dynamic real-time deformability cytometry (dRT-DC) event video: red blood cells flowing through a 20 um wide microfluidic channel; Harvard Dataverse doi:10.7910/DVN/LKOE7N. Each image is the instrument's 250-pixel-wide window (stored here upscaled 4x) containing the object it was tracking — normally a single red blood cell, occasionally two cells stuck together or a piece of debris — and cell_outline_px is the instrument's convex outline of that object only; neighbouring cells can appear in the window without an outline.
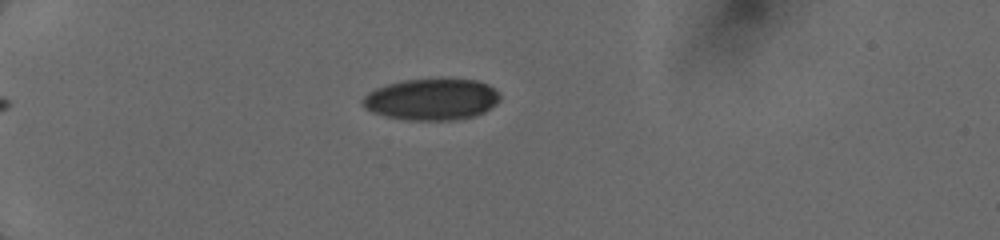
{"species": "human", "species_latin": "Homo sapiens", "temperature_condition": "cold", "stored_images_in_passage": 20, "camera_frame_rate_fps": 3000, "um_per_image_px": 0.085, "donor": {"sex": "female"}, "frame": {"image": 1, "passage_image": 11, "time_ms": 5.333, "image_size_px": [1000, 240], "cell_outline_px": [[500, 100], [496, 104], [484, 112], [472, 116], [452, 120], [408, 120], [388, 116], [372, 112], [364, 108], [360, 100], [368, 92], [376, 88], [388, 84], [404, 80], [476, 80], [488, 84], [500, 96]], "centroid_in_image_um": [36.66, 8.46], "position_along_channel_um": 48.3, "area_um2": 32.77}}
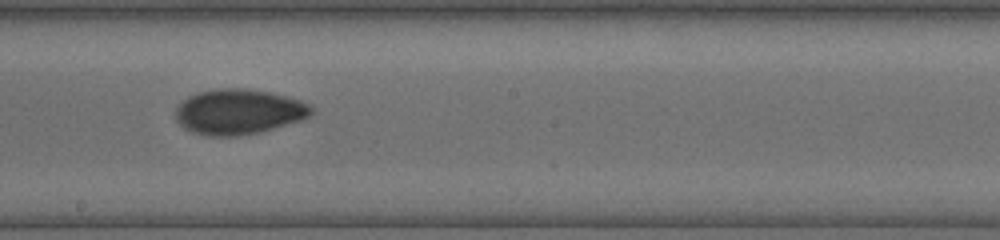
{"frame": {"image": 2, "passage_image": 17, "time_ms": 10.667, "image_size_px": [1000, 240], "cell_outline_px": [[312, 112], [308, 116], [300, 120], [260, 132], [236, 136], [208, 136], [192, 132], [184, 128], [176, 120], [176, 108], [188, 96], [196, 92], [216, 88], [248, 88], [272, 92], [300, 100], [308, 104], [312, 108]], "centroid_in_image_um": [20.26, 9.49], "position_along_channel_um": 227.9, "area_um2": 35.84}}
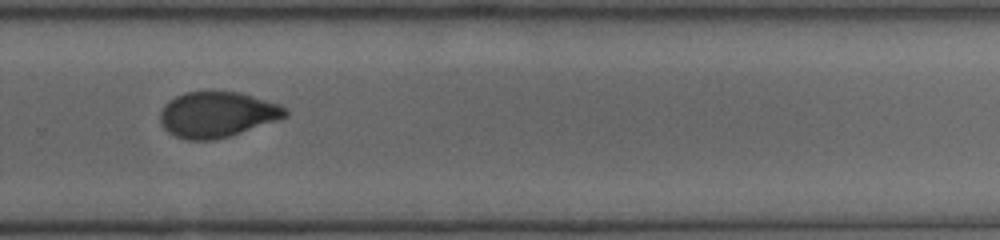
{"frame": {"image": 3, "passage_image": 19, "time_ms": 12.667, "image_size_px": [1000, 240], "cell_outline_px": [[288, 116], [228, 136], [212, 140], [188, 140], [176, 136], [168, 132], [164, 128], [160, 120], [160, 112], [164, 104], [176, 96], [184, 92], [240, 92], [280, 104], [288, 112]], "centroid_in_image_um": [18.43, 9.72], "position_along_channel_um": 311.4, "area_um2": 32.89}}